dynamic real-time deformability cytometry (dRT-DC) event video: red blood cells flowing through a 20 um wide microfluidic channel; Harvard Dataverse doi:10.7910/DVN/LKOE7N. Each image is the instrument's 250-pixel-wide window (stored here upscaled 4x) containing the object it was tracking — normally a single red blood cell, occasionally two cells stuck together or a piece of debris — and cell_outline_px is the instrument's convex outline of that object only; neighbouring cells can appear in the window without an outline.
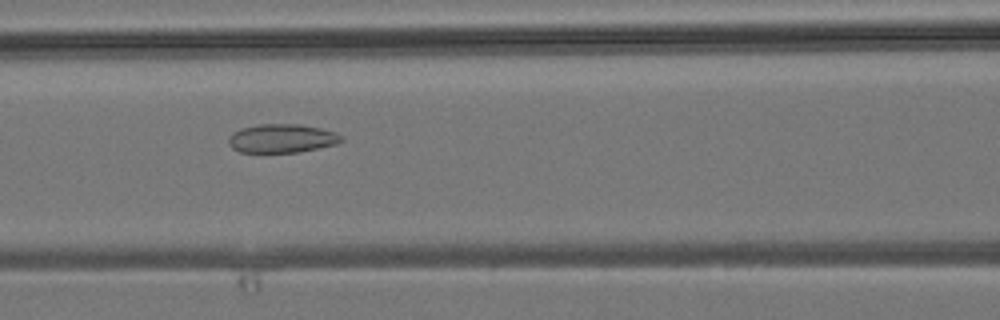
{"species": "common noctule bat (a hibernating species)", "species_latin": "Nyctalus noctula", "temperature_condition": "room temperature", "stored_images_in_passage": 6, "camera_frame_rate_fps": 3000, "um_per_image_px": 0.085, "animal": {"sex": "male", "body_mass_g": 19.2, "forearm_length_mm": 51.8}, "frame": {"image": 1, "passage_image": 5, "time_ms": 4.667, "image_size_px": [1000, 320], "cell_outline_px": [[344, 140], [336, 144], [300, 152], [240, 152], [232, 148], [228, 144], [228, 136], [232, 132], [240, 128], [260, 124], [300, 124], [320, 128], [336, 132]], "centroid_in_image_um": [23.93, 11.76], "position_along_channel_um": 142.7, "area_um2": 18.96}}
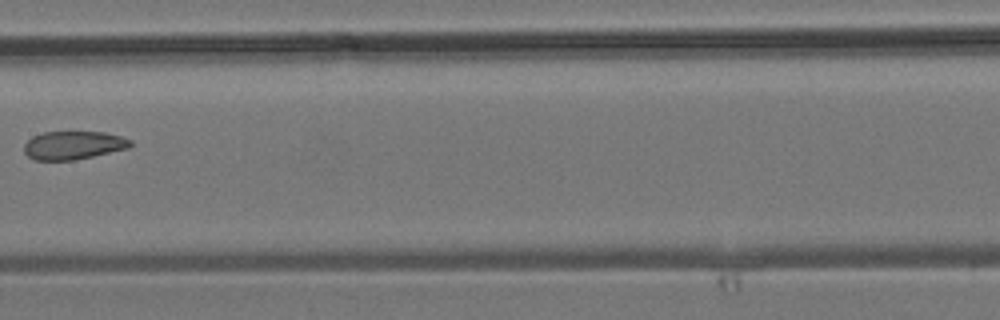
{"frame": {"image": 2, "passage_image": 6, "time_ms": 6.0, "image_size_px": [1000, 320], "cell_outline_px": [[132, 144], [128, 148], [76, 160], [36, 160], [28, 156], [24, 152], [24, 144], [32, 136], [44, 132], [104, 132], [120, 136], [132, 140]], "centroid_in_image_um": [6.23, 12.34], "position_along_channel_um": 201.2, "area_um2": 17.51}}